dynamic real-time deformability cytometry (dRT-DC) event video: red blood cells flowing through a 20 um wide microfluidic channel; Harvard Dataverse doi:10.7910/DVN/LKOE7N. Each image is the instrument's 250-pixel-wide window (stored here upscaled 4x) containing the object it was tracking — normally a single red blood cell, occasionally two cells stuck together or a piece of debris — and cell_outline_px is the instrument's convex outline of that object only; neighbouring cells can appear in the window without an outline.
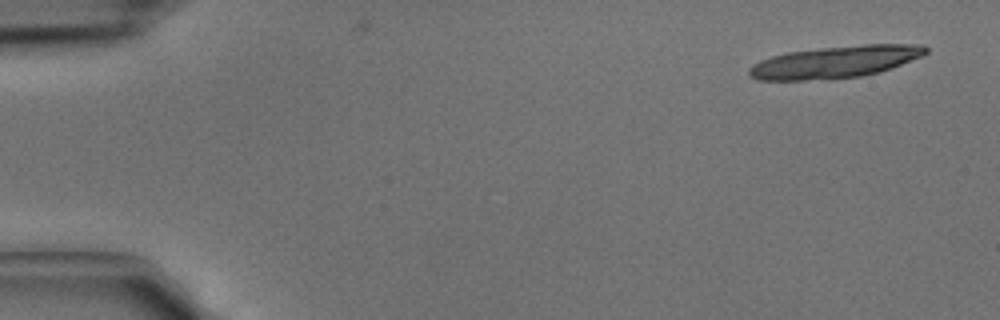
{"species": "common noctule bat (a hibernating species)", "species_latin": "Nyctalus noctula", "temperature_condition": "cold", "stored_images_in_passage": 2, "camera_frame_rate_fps": 3000, "um_per_image_px": 0.085, "animal": {"sex": "male", "body_mass_g": 15.6}, "frame": {"image": 1, "passage_image": 2, "time_ms": 0.333, "image_size_px": [1000, 320], "cell_outline_px": [[928, 52], [924, 56], [880, 72], [860, 76], [804, 80], [756, 80], [748, 76], [748, 68], [752, 64], [760, 60], [772, 56], [788, 52], [820, 48], [864, 44], [924, 44], [928, 48]], "centroid_in_image_um": [71.0, 5.26], "position_along_channel_um": 14.0, "area_um2": 33.06}}